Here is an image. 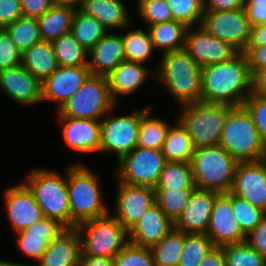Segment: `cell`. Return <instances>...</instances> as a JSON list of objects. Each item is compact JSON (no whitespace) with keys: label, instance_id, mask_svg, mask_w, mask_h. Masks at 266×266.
<instances>
[{"label":"cell","instance_id":"36","mask_svg":"<svg viewBox=\"0 0 266 266\" xmlns=\"http://www.w3.org/2000/svg\"><path fill=\"white\" fill-rule=\"evenodd\" d=\"M196 188H155V203L175 222L182 214Z\"/></svg>","mask_w":266,"mask_h":266},{"label":"cell","instance_id":"3","mask_svg":"<svg viewBox=\"0 0 266 266\" xmlns=\"http://www.w3.org/2000/svg\"><path fill=\"white\" fill-rule=\"evenodd\" d=\"M67 170V187L70 206V228L103 217L109 209L102 201L98 176L87 165L75 163Z\"/></svg>","mask_w":266,"mask_h":266},{"label":"cell","instance_id":"57","mask_svg":"<svg viewBox=\"0 0 266 266\" xmlns=\"http://www.w3.org/2000/svg\"><path fill=\"white\" fill-rule=\"evenodd\" d=\"M78 266H115V262L107 257L80 256Z\"/></svg>","mask_w":266,"mask_h":266},{"label":"cell","instance_id":"31","mask_svg":"<svg viewBox=\"0 0 266 266\" xmlns=\"http://www.w3.org/2000/svg\"><path fill=\"white\" fill-rule=\"evenodd\" d=\"M75 11L74 8L54 4L45 14L37 18L42 40L53 42L63 34L71 32Z\"/></svg>","mask_w":266,"mask_h":266},{"label":"cell","instance_id":"8","mask_svg":"<svg viewBox=\"0 0 266 266\" xmlns=\"http://www.w3.org/2000/svg\"><path fill=\"white\" fill-rule=\"evenodd\" d=\"M110 214L75 227L80 237V256L114 259L128 243V230Z\"/></svg>","mask_w":266,"mask_h":266},{"label":"cell","instance_id":"54","mask_svg":"<svg viewBox=\"0 0 266 266\" xmlns=\"http://www.w3.org/2000/svg\"><path fill=\"white\" fill-rule=\"evenodd\" d=\"M199 266H226L223 247L215 246L212 251L205 256Z\"/></svg>","mask_w":266,"mask_h":266},{"label":"cell","instance_id":"32","mask_svg":"<svg viewBox=\"0 0 266 266\" xmlns=\"http://www.w3.org/2000/svg\"><path fill=\"white\" fill-rule=\"evenodd\" d=\"M148 106L140 110V129L138 147L161 150L165 141L170 122H165L158 117H152Z\"/></svg>","mask_w":266,"mask_h":266},{"label":"cell","instance_id":"6","mask_svg":"<svg viewBox=\"0 0 266 266\" xmlns=\"http://www.w3.org/2000/svg\"><path fill=\"white\" fill-rule=\"evenodd\" d=\"M233 106L199 101L179 107L178 120L186 128L194 148L218 145L228 111Z\"/></svg>","mask_w":266,"mask_h":266},{"label":"cell","instance_id":"46","mask_svg":"<svg viewBox=\"0 0 266 266\" xmlns=\"http://www.w3.org/2000/svg\"><path fill=\"white\" fill-rule=\"evenodd\" d=\"M243 106L251 115L260 138L266 145V96H256L251 93Z\"/></svg>","mask_w":266,"mask_h":266},{"label":"cell","instance_id":"56","mask_svg":"<svg viewBox=\"0 0 266 266\" xmlns=\"http://www.w3.org/2000/svg\"><path fill=\"white\" fill-rule=\"evenodd\" d=\"M247 46H266V23L251 27V36Z\"/></svg>","mask_w":266,"mask_h":266},{"label":"cell","instance_id":"22","mask_svg":"<svg viewBox=\"0 0 266 266\" xmlns=\"http://www.w3.org/2000/svg\"><path fill=\"white\" fill-rule=\"evenodd\" d=\"M67 228L58 220L44 217L17 234V244L25 256L37 261L47 250L48 244Z\"/></svg>","mask_w":266,"mask_h":266},{"label":"cell","instance_id":"13","mask_svg":"<svg viewBox=\"0 0 266 266\" xmlns=\"http://www.w3.org/2000/svg\"><path fill=\"white\" fill-rule=\"evenodd\" d=\"M184 49L200 68L230 60L239 53L231 44L214 37L200 25L188 27Z\"/></svg>","mask_w":266,"mask_h":266},{"label":"cell","instance_id":"2","mask_svg":"<svg viewBox=\"0 0 266 266\" xmlns=\"http://www.w3.org/2000/svg\"><path fill=\"white\" fill-rule=\"evenodd\" d=\"M154 79L166 87L180 106L201 101V68L185 49L164 53Z\"/></svg>","mask_w":266,"mask_h":266},{"label":"cell","instance_id":"25","mask_svg":"<svg viewBox=\"0 0 266 266\" xmlns=\"http://www.w3.org/2000/svg\"><path fill=\"white\" fill-rule=\"evenodd\" d=\"M88 55L91 75L108 76L122 61H125L122 35L110 34L108 31Z\"/></svg>","mask_w":266,"mask_h":266},{"label":"cell","instance_id":"23","mask_svg":"<svg viewBox=\"0 0 266 266\" xmlns=\"http://www.w3.org/2000/svg\"><path fill=\"white\" fill-rule=\"evenodd\" d=\"M172 229H174V222L155 203L141 220L128 230V242L150 248L161 241Z\"/></svg>","mask_w":266,"mask_h":266},{"label":"cell","instance_id":"55","mask_svg":"<svg viewBox=\"0 0 266 266\" xmlns=\"http://www.w3.org/2000/svg\"><path fill=\"white\" fill-rule=\"evenodd\" d=\"M256 96H266V68L257 70L252 75V91Z\"/></svg>","mask_w":266,"mask_h":266},{"label":"cell","instance_id":"9","mask_svg":"<svg viewBox=\"0 0 266 266\" xmlns=\"http://www.w3.org/2000/svg\"><path fill=\"white\" fill-rule=\"evenodd\" d=\"M105 76L90 75L57 110L58 116L101 120L115 107ZM102 117V118H101Z\"/></svg>","mask_w":266,"mask_h":266},{"label":"cell","instance_id":"20","mask_svg":"<svg viewBox=\"0 0 266 266\" xmlns=\"http://www.w3.org/2000/svg\"><path fill=\"white\" fill-rule=\"evenodd\" d=\"M66 145L80 153L100 152L101 122L95 119L58 116Z\"/></svg>","mask_w":266,"mask_h":266},{"label":"cell","instance_id":"45","mask_svg":"<svg viewBox=\"0 0 266 266\" xmlns=\"http://www.w3.org/2000/svg\"><path fill=\"white\" fill-rule=\"evenodd\" d=\"M137 5L140 18L148 26L173 20L166 0H141Z\"/></svg>","mask_w":266,"mask_h":266},{"label":"cell","instance_id":"34","mask_svg":"<svg viewBox=\"0 0 266 266\" xmlns=\"http://www.w3.org/2000/svg\"><path fill=\"white\" fill-rule=\"evenodd\" d=\"M108 30L94 17L76 10L72 18L71 33L89 52Z\"/></svg>","mask_w":266,"mask_h":266},{"label":"cell","instance_id":"59","mask_svg":"<svg viewBox=\"0 0 266 266\" xmlns=\"http://www.w3.org/2000/svg\"><path fill=\"white\" fill-rule=\"evenodd\" d=\"M0 266H30V265H25L19 262L16 263V262H11V261L0 259Z\"/></svg>","mask_w":266,"mask_h":266},{"label":"cell","instance_id":"48","mask_svg":"<svg viewBox=\"0 0 266 266\" xmlns=\"http://www.w3.org/2000/svg\"><path fill=\"white\" fill-rule=\"evenodd\" d=\"M22 16L20 0H0V29L11 25Z\"/></svg>","mask_w":266,"mask_h":266},{"label":"cell","instance_id":"49","mask_svg":"<svg viewBox=\"0 0 266 266\" xmlns=\"http://www.w3.org/2000/svg\"><path fill=\"white\" fill-rule=\"evenodd\" d=\"M24 17L39 18L53 5V0H20Z\"/></svg>","mask_w":266,"mask_h":266},{"label":"cell","instance_id":"15","mask_svg":"<svg viewBox=\"0 0 266 266\" xmlns=\"http://www.w3.org/2000/svg\"><path fill=\"white\" fill-rule=\"evenodd\" d=\"M206 235L218 247L246 240L233 211L230 191L216 197Z\"/></svg>","mask_w":266,"mask_h":266},{"label":"cell","instance_id":"24","mask_svg":"<svg viewBox=\"0 0 266 266\" xmlns=\"http://www.w3.org/2000/svg\"><path fill=\"white\" fill-rule=\"evenodd\" d=\"M155 77V69L142 63L122 61L108 76L109 90L113 101L117 104L120 95L133 94L141 88L144 81ZM148 78V79H147Z\"/></svg>","mask_w":266,"mask_h":266},{"label":"cell","instance_id":"18","mask_svg":"<svg viewBox=\"0 0 266 266\" xmlns=\"http://www.w3.org/2000/svg\"><path fill=\"white\" fill-rule=\"evenodd\" d=\"M0 89L19 105L42 103L41 81L22 64L0 70Z\"/></svg>","mask_w":266,"mask_h":266},{"label":"cell","instance_id":"12","mask_svg":"<svg viewBox=\"0 0 266 266\" xmlns=\"http://www.w3.org/2000/svg\"><path fill=\"white\" fill-rule=\"evenodd\" d=\"M101 122L100 152L115 154L117 161L137 147L140 110L131 115L104 116Z\"/></svg>","mask_w":266,"mask_h":266},{"label":"cell","instance_id":"43","mask_svg":"<svg viewBox=\"0 0 266 266\" xmlns=\"http://www.w3.org/2000/svg\"><path fill=\"white\" fill-rule=\"evenodd\" d=\"M173 20L180 21L188 27L201 24L204 16L203 0H166Z\"/></svg>","mask_w":266,"mask_h":266},{"label":"cell","instance_id":"21","mask_svg":"<svg viewBox=\"0 0 266 266\" xmlns=\"http://www.w3.org/2000/svg\"><path fill=\"white\" fill-rule=\"evenodd\" d=\"M220 193L195 189L174 228L184 233L207 232L214 202Z\"/></svg>","mask_w":266,"mask_h":266},{"label":"cell","instance_id":"35","mask_svg":"<svg viewBox=\"0 0 266 266\" xmlns=\"http://www.w3.org/2000/svg\"><path fill=\"white\" fill-rule=\"evenodd\" d=\"M52 43L59 66H88V51L71 32L63 34Z\"/></svg>","mask_w":266,"mask_h":266},{"label":"cell","instance_id":"44","mask_svg":"<svg viewBox=\"0 0 266 266\" xmlns=\"http://www.w3.org/2000/svg\"><path fill=\"white\" fill-rule=\"evenodd\" d=\"M115 266H156L150 248L128 242L114 257Z\"/></svg>","mask_w":266,"mask_h":266},{"label":"cell","instance_id":"40","mask_svg":"<svg viewBox=\"0 0 266 266\" xmlns=\"http://www.w3.org/2000/svg\"><path fill=\"white\" fill-rule=\"evenodd\" d=\"M214 247V243L205 233H185L183 251L178 266H199Z\"/></svg>","mask_w":266,"mask_h":266},{"label":"cell","instance_id":"53","mask_svg":"<svg viewBox=\"0 0 266 266\" xmlns=\"http://www.w3.org/2000/svg\"><path fill=\"white\" fill-rule=\"evenodd\" d=\"M204 11H232L245 8V0H203Z\"/></svg>","mask_w":266,"mask_h":266},{"label":"cell","instance_id":"4","mask_svg":"<svg viewBox=\"0 0 266 266\" xmlns=\"http://www.w3.org/2000/svg\"><path fill=\"white\" fill-rule=\"evenodd\" d=\"M219 145L238 162L266 159V145L243 105L228 111Z\"/></svg>","mask_w":266,"mask_h":266},{"label":"cell","instance_id":"52","mask_svg":"<svg viewBox=\"0 0 266 266\" xmlns=\"http://www.w3.org/2000/svg\"><path fill=\"white\" fill-rule=\"evenodd\" d=\"M245 10L252 26L266 23V0H245Z\"/></svg>","mask_w":266,"mask_h":266},{"label":"cell","instance_id":"50","mask_svg":"<svg viewBox=\"0 0 266 266\" xmlns=\"http://www.w3.org/2000/svg\"><path fill=\"white\" fill-rule=\"evenodd\" d=\"M245 241L266 258V217L255 229L246 235Z\"/></svg>","mask_w":266,"mask_h":266},{"label":"cell","instance_id":"19","mask_svg":"<svg viewBox=\"0 0 266 266\" xmlns=\"http://www.w3.org/2000/svg\"><path fill=\"white\" fill-rule=\"evenodd\" d=\"M91 75L88 66H59L41 82L42 102L57 103V110L74 94Z\"/></svg>","mask_w":266,"mask_h":266},{"label":"cell","instance_id":"14","mask_svg":"<svg viewBox=\"0 0 266 266\" xmlns=\"http://www.w3.org/2000/svg\"><path fill=\"white\" fill-rule=\"evenodd\" d=\"M114 216L127 230L155 204V188L118 181Z\"/></svg>","mask_w":266,"mask_h":266},{"label":"cell","instance_id":"58","mask_svg":"<svg viewBox=\"0 0 266 266\" xmlns=\"http://www.w3.org/2000/svg\"><path fill=\"white\" fill-rule=\"evenodd\" d=\"M53 2L59 6H67L79 10L84 0H53Z\"/></svg>","mask_w":266,"mask_h":266},{"label":"cell","instance_id":"5","mask_svg":"<svg viewBox=\"0 0 266 266\" xmlns=\"http://www.w3.org/2000/svg\"><path fill=\"white\" fill-rule=\"evenodd\" d=\"M190 164L196 189L218 193L231 190L238 161L219 144L196 148Z\"/></svg>","mask_w":266,"mask_h":266},{"label":"cell","instance_id":"47","mask_svg":"<svg viewBox=\"0 0 266 266\" xmlns=\"http://www.w3.org/2000/svg\"><path fill=\"white\" fill-rule=\"evenodd\" d=\"M22 54L12 42L8 32L0 29V70L21 64Z\"/></svg>","mask_w":266,"mask_h":266},{"label":"cell","instance_id":"28","mask_svg":"<svg viewBox=\"0 0 266 266\" xmlns=\"http://www.w3.org/2000/svg\"><path fill=\"white\" fill-rule=\"evenodd\" d=\"M21 64L41 82L59 67L52 43L43 40L22 54Z\"/></svg>","mask_w":266,"mask_h":266},{"label":"cell","instance_id":"17","mask_svg":"<svg viewBox=\"0 0 266 266\" xmlns=\"http://www.w3.org/2000/svg\"><path fill=\"white\" fill-rule=\"evenodd\" d=\"M230 192L266 212V159L238 162Z\"/></svg>","mask_w":266,"mask_h":266},{"label":"cell","instance_id":"51","mask_svg":"<svg viewBox=\"0 0 266 266\" xmlns=\"http://www.w3.org/2000/svg\"><path fill=\"white\" fill-rule=\"evenodd\" d=\"M248 60L251 74L266 68V46H247L243 52Z\"/></svg>","mask_w":266,"mask_h":266},{"label":"cell","instance_id":"1","mask_svg":"<svg viewBox=\"0 0 266 266\" xmlns=\"http://www.w3.org/2000/svg\"><path fill=\"white\" fill-rule=\"evenodd\" d=\"M252 91L248 60L239 52L230 60L201 68V101L242 106Z\"/></svg>","mask_w":266,"mask_h":266},{"label":"cell","instance_id":"10","mask_svg":"<svg viewBox=\"0 0 266 266\" xmlns=\"http://www.w3.org/2000/svg\"><path fill=\"white\" fill-rule=\"evenodd\" d=\"M165 162L161 150L137 146L117 161L114 175L120 182L155 188Z\"/></svg>","mask_w":266,"mask_h":266},{"label":"cell","instance_id":"7","mask_svg":"<svg viewBox=\"0 0 266 266\" xmlns=\"http://www.w3.org/2000/svg\"><path fill=\"white\" fill-rule=\"evenodd\" d=\"M62 176L56 170L39 168L29 172L24 183L34 193L44 217L58 220L66 228H70L67 178Z\"/></svg>","mask_w":266,"mask_h":266},{"label":"cell","instance_id":"37","mask_svg":"<svg viewBox=\"0 0 266 266\" xmlns=\"http://www.w3.org/2000/svg\"><path fill=\"white\" fill-rule=\"evenodd\" d=\"M125 60L145 64L155 49L148 29L129 30L122 34Z\"/></svg>","mask_w":266,"mask_h":266},{"label":"cell","instance_id":"27","mask_svg":"<svg viewBox=\"0 0 266 266\" xmlns=\"http://www.w3.org/2000/svg\"><path fill=\"white\" fill-rule=\"evenodd\" d=\"M122 0H84L79 9L86 15L96 18L109 29H128L132 21Z\"/></svg>","mask_w":266,"mask_h":266},{"label":"cell","instance_id":"29","mask_svg":"<svg viewBox=\"0 0 266 266\" xmlns=\"http://www.w3.org/2000/svg\"><path fill=\"white\" fill-rule=\"evenodd\" d=\"M194 146L186 128L177 119L175 125L170 124L161 152L166 161L190 163Z\"/></svg>","mask_w":266,"mask_h":266},{"label":"cell","instance_id":"38","mask_svg":"<svg viewBox=\"0 0 266 266\" xmlns=\"http://www.w3.org/2000/svg\"><path fill=\"white\" fill-rule=\"evenodd\" d=\"M4 29L21 54L42 41L37 18L22 16Z\"/></svg>","mask_w":266,"mask_h":266},{"label":"cell","instance_id":"41","mask_svg":"<svg viewBox=\"0 0 266 266\" xmlns=\"http://www.w3.org/2000/svg\"><path fill=\"white\" fill-rule=\"evenodd\" d=\"M226 266H266V258L246 241L222 246Z\"/></svg>","mask_w":266,"mask_h":266},{"label":"cell","instance_id":"42","mask_svg":"<svg viewBox=\"0 0 266 266\" xmlns=\"http://www.w3.org/2000/svg\"><path fill=\"white\" fill-rule=\"evenodd\" d=\"M232 206L243 233L248 235L266 217V212L232 193Z\"/></svg>","mask_w":266,"mask_h":266},{"label":"cell","instance_id":"16","mask_svg":"<svg viewBox=\"0 0 266 266\" xmlns=\"http://www.w3.org/2000/svg\"><path fill=\"white\" fill-rule=\"evenodd\" d=\"M3 195L6 215L15 233L44 218L34 193L24 182L8 187Z\"/></svg>","mask_w":266,"mask_h":266},{"label":"cell","instance_id":"30","mask_svg":"<svg viewBox=\"0 0 266 266\" xmlns=\"http://www.w3.org/2000/svg\"><path fill=\"white\" fill-rule=\"evenodd\" d=\"M149 31L154 48L162 54L185 48L188 26L180 21L171 20L146 27Z\"/></svg>","mask_w":266,"mask_h":266},{"label":"cell","instance_id":"39","mask_svg":"<svg viewBox=\"0 0 266 266\" xmlns=\"http://www.w3.org/2000/svg\"><path fill=\"white\" fill-rule=\"evenodd\" d=\"M155 188H196L191 164L166 161Z\"/></svg>","mask_w":266,"mask_h":266},{"label":"cell","instance_id":"26","mask_svg":"<svg viewBox=\"0 0 266 266\" xmlns=\"http://www.w3.org/2000/svg\"><path fill=\"white\" fill-rule=\"evenodd\" d=\"M81 254L76 228H67L47 247L36 266H78Z\"/></svg>","mask_w":266,"mask_h":266},{"label":"cell","instance_id":"11","mask_svg":"<svg viewBox=\"0 0 266 266\" xmlns=\"http://www.w3.org/2000/svg\"><path fill=\"white\" fill-rule=\"evenodd\" d=\"M201 27L244 52L251 36V23L245 8L232 11H205Z\"/></svg>","mask_w":266,"mask_h":266},{"label":"cell","instance_id":"33","mask_svg":"<svg viewBox=\"0 0 266 266\" xmlns=\"http://www.w3.org/2000/svg\"><path fill=\"white\" fill-rule=\"evenodd\" d=\"M185 240L183 231L172 229L161 241L150 247L156 266H178Z\"/></svg>","mask_w":266,"mask_h":266}]
</instances>
